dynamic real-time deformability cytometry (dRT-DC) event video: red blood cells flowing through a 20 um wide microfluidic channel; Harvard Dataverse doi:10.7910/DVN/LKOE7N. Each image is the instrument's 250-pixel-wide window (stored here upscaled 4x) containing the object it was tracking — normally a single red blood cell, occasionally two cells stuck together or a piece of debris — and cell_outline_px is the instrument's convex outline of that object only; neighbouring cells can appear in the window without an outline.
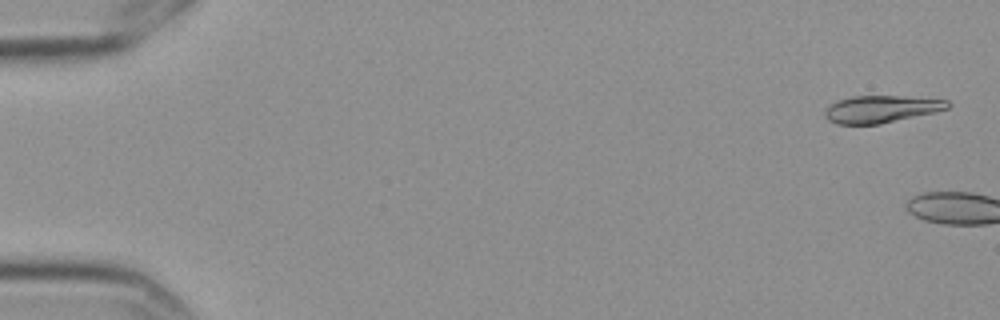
{"species": "Egyptian fruit bat (a non-hibernating species)", "species_latin": "Rousettus aegyptiacus", "temperature_condition": "cold", "stored_images_in_passage": 16, "camera_frame_rate_fps": 3000, "um_per_image_px": 0.085, "frame": {"image": 1, "passage_image": 1, "time_ms": 0.0, "image_size_px": [1000, 320], "cell_outline_px": [[952, 104], [948, 108], [936, 112], [880, 124], [836, 124], [828, 120], [824, 116], [824, 112], [832, 104], [840, 100], [852, 96], [900, 96], [948, 100]], "centroid_in_image_um": [74.93, 9.28], "position_along_channel_um": 10.1, "area_um2": 19.36}}
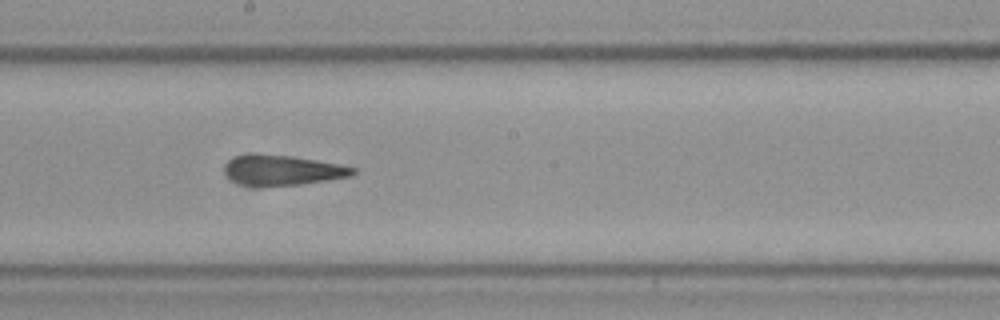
{"frame": {"image": 2, "passage_image": 10, "time_ms": 3.0, "image_size_px": [1000, 320], "cell_outline_px": [[356, 172], [352, 176], [328, 180], [300, 184], [240, 184], [232, 180], [224, 172], [224, 164], [228, 160], [236, 156], [292, 156], [340, 164], [356, 168]], "centroid_in_image_um": [24.08, 14.47], "position_along_channel_um": 224.1, "area_um2": 21.56}}
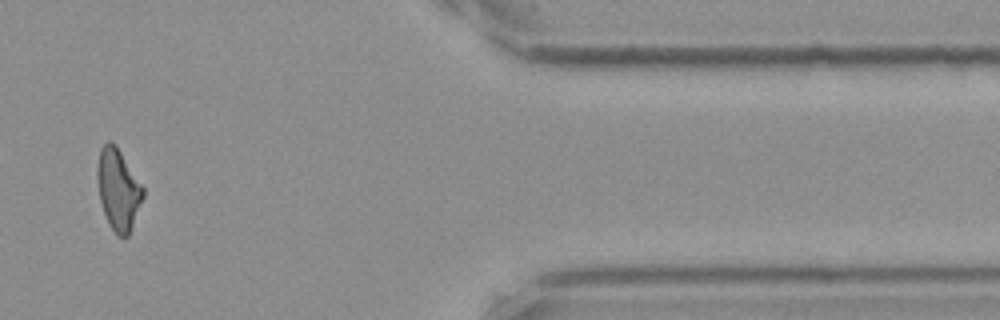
{"frame": {"image": 3, "passage_image": 15, "time_ms": 4.667, "image_size_px": [1000, 320], "cell_outline_px": [[144, 196], [128, 236], [116, 236], [108, 224], [100, 200], [96, 176], [96, 168], [100, 148], [108, 140], [112, 140], [116, 144], [144, 188]], "centroid_in_image_um": [10.03, 16.07], "position_along_channel_um": 401.4, "area_um2": 21.79}}